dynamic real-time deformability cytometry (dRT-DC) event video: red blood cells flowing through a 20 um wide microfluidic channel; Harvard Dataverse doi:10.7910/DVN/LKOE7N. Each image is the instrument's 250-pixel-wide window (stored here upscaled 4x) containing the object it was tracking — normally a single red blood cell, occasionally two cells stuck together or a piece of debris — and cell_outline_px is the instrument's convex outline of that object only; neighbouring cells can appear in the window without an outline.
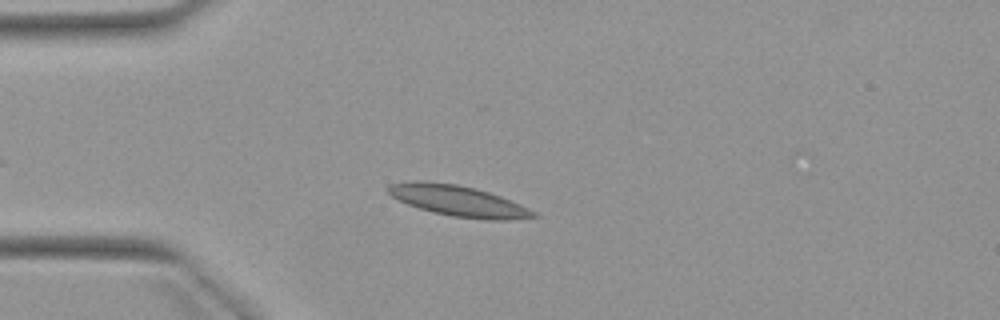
{"species": "Egyptian fruit bat (a non-hibernating species)", "species_latin": "Rousettus aegyptiacus", "temperature_condition": "warm", "stored_images_in_passage": 5, "camera_frame_rate_fps": 3000, "um_per_image_px": 0.085, "animal": {"sex": "female"}, "frame": {"image": 1, "passage_image": 2, "time_ms": 1.333, "image_size_px": [1000, 320], "cell_outline_px": [[540, 216], [508, 220], [488, 220], [452, 216], [432, 212], [408, 204], [392, 196], [388, 192], [388, 184], [412, 180], [424, 180], [456, 184], [476, 188], [500, 196], [520, 204], [536, 212]], "centroid_in_image_um": [38.95, 17.06], "position_along_channel_um": 46.0, "area_um2": 26.07}}
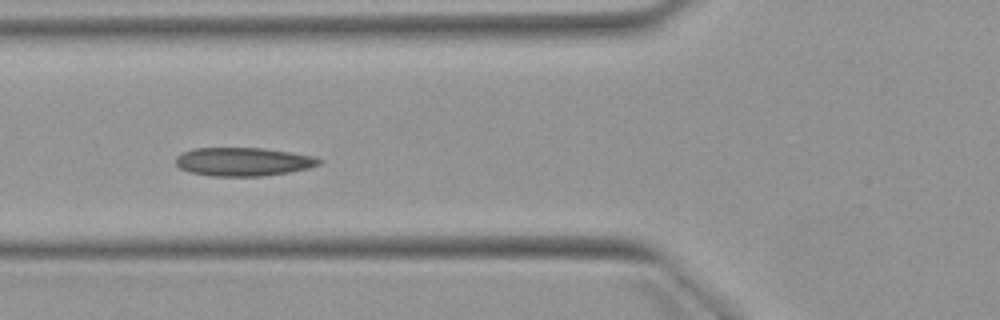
{"frame": {"image": 2, "passage_image": 4, "time_ms": 3.333, "image_size_px": [1000, 320], "cell_outline_px": [[324, 160], [320, 164], [308, 168], [288, 172], [264, 176], [212, 176], [188, 172], [180, 168], [176, 164], [176, 156], [180, 152], [192, 148], [264, 148], [316, 156]], "centroid_in_image_um": [20.67, 13.74], "position_along_channel_um": 105.1, "area_um2": 24.04}}
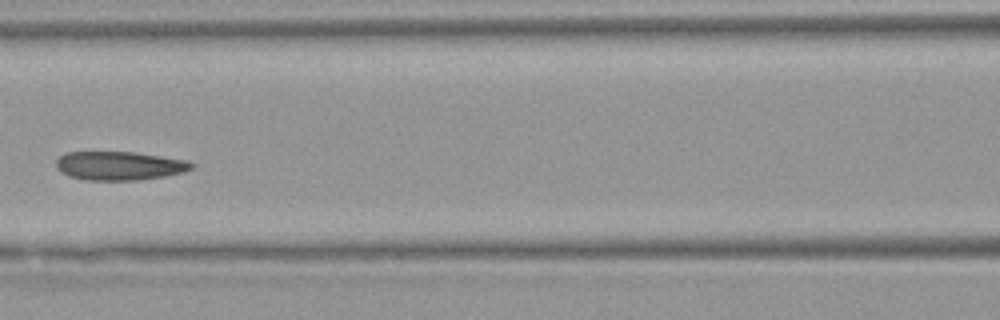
{"frame": {"image": 3, "passage_image": 5, "time_ms": 4.667, "image_size_px": [1000, 320], "cell_outline_px": [[196, 164], [192, 168], [184, 172], [164, 176], [136, 180], [88, 180], [68, 176], [60, 172], [56, 168], [56, 160], [60, 156], [68, 152], [136, 152], [188, 160]], "centroid_in_image_um": [10.16, 14.08], "position_along_channel_um": 156.4, "area_um2": 22.77}}